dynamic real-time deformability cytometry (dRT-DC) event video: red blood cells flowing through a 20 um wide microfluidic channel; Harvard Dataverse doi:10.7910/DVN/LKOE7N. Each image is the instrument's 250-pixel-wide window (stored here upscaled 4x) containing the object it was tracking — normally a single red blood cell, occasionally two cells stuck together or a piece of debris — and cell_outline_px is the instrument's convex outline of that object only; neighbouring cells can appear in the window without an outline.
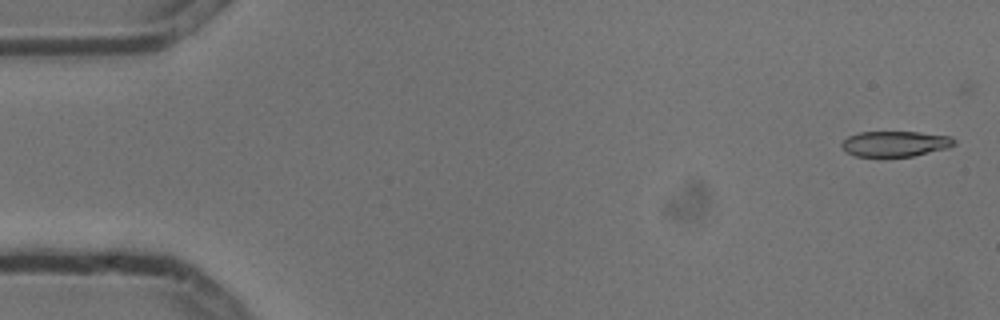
{"species": "common noctule bat (a hibernating species)", "species_latin": "Nyctalus noctula", "temperature_condition": "cold", "stored_images_in_passage": 6, "camera_frame_rate_fps": 3000, "um_per_image_px": 0.085, "animal": {"sex": "male", "body_mass_g": 13.3}, "frame": {"image": 1, "passage_image": 1, "time_ms": 0.0, "image_size_px": [1000, 320], "cell_outline_px": [[956, 144], [948, 148], [912, 156], [856, 156], [848, 152], [840, 144], [848, 136], [860, 132], [920, 132], [952, 136], [956, 140]], "centroid_in_image_um": [76.14, 12.21], "position_along_channel_um": 8.9, "area_um2": 16.65}}
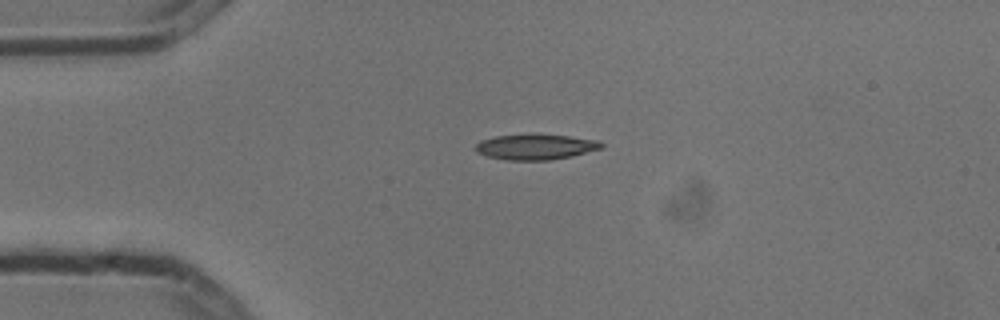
{"frame": {"image": 2, "passage_image": 4, "time_ms": 1.0, "image_size_px": [1000, 320], "cell_outline_px": [[604, 144], [600, 148], [572, 156], [548, 160], [504, 160], [488, 156], [476, 152], [476, 144], [480, 140], [496, 136], [532, 132], [568, 136], [596, 140]], "centroid_in_image_um": [45.47, 12.46], "position_along_channel_um": 39.5, "area_um2": 18.96}}
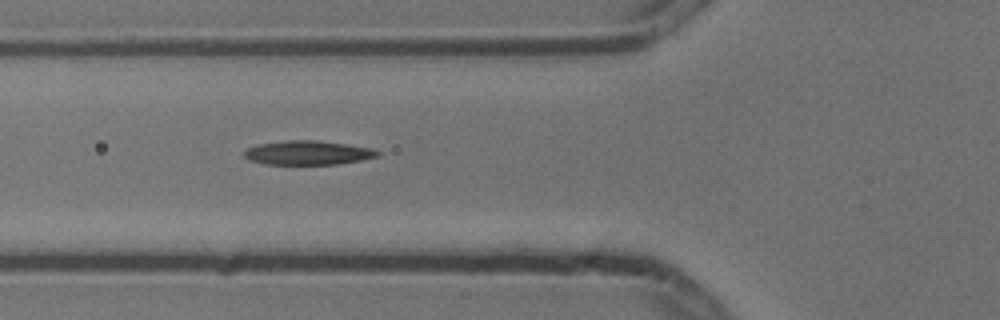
{"frame": {"image": 3, "passage_image": 6, "time_ms": 1.667, "image_size_px": [1000, 320], "cell_outline_px": [[380, 152], [376, 156], [360, 160], [340, 164], [264, 164], [248, 160], [244, 156], [244, 152], [248, 148], [260, 144], [288, 140], [316, 140], [372, 148]], "centroid_in_image_um": [26.14, 12.99], "position_along_channel_um": 99.7, "area_um2": 18.5}}